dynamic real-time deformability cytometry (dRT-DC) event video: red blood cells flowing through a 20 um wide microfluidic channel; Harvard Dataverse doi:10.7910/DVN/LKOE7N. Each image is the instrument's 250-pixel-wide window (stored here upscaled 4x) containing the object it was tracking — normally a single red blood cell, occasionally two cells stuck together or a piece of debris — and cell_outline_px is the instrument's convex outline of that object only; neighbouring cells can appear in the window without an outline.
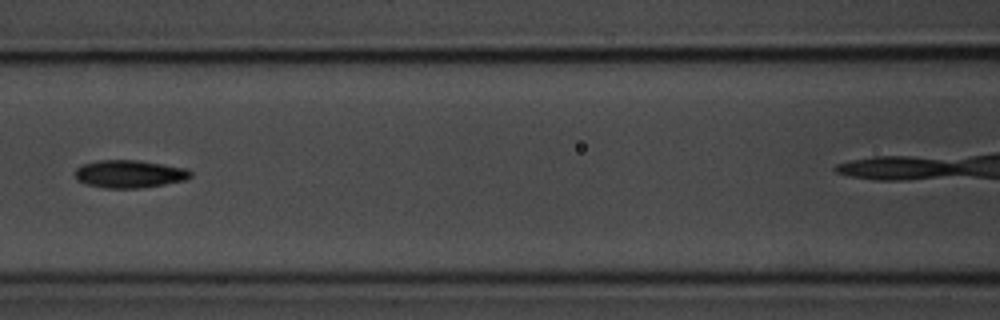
{"species": "common noctule bat (a hibernating species)", "species_latin": "Nyctalus noctula", "temperature_condition": "room temperature", "stored_images_in_passage": 10, "camera_frame_rate_fps": 3000, "um_per_image_px": 0.085, "animal": {"sex": "male", "body_mass_g": 20.1, "forearm_length_mm": 53.5}, "frame": {"image": 1, "passage_image": 6, "time_ms": 5.667, "image_size_px": [1000, 320], "cell_outline_px": [[192, 176], [184, 180], [164, 184], [140, 188], [104, 188], [84, 184], [76, 180], [76, 168], [80, 164], [96, 160], [136, 160], [164, 164], [188, 168], [192, 172]], "centroid_in_image_um": [10.98, 14.78], "position_along_channel_um": 155.6, "area_um2": 18.9}}
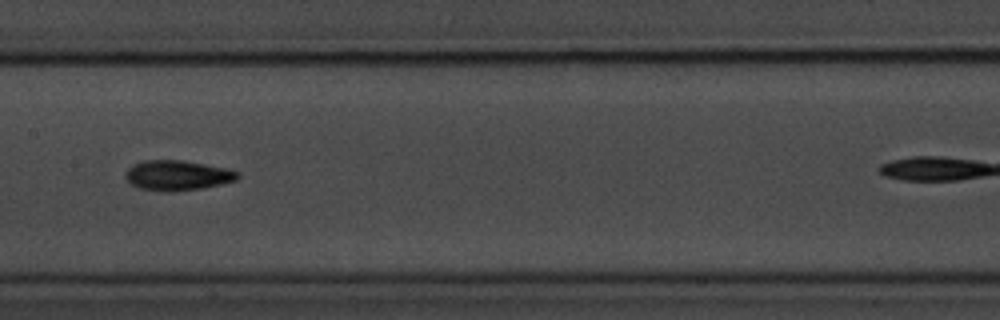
{"frame": {"image": 2, "passage_image": 7, "time_ms": 6.667, "image_size_px": [1000, 320], "cell_outline_px": [[240, 176], [236, 180], [204, 188], [172, 192], [168, 192], [140, 188], [132, 184], [124, 176], [124, 172], [132, 164], [144, 160], [180, 160], [228, 168], [240, 172]], "centroid_in_image_um": [15.08, 14.9], "position_along_channel_um": 192.3, "area_um2": 19.77}}